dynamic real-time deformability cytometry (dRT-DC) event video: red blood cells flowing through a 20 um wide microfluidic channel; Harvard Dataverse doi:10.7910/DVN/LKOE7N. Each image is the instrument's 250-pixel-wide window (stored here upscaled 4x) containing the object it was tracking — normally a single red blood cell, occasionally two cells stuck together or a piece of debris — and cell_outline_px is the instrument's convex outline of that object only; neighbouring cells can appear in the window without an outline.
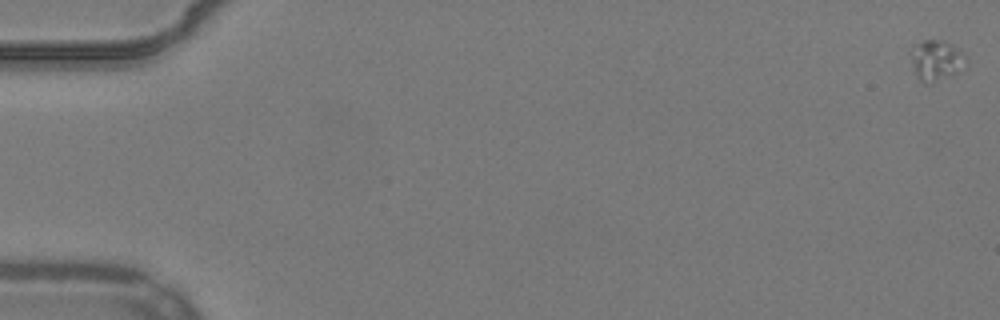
{"species": "common noctule bat (a hibernating species)", "species_latin": "Nyctalus noctula", "temperature_condition": "warm", "stored_images_in_passage": 54, "segment_of_instrument_passage": [1, 2], "camera_frame_rate_fps": 3000, "um_per_image_px": 0.085, "animal": {"sex": "male", "body_mass_g": 19.2, "forearm_length_mm": 51.8}, "frame": {"image": 1, "passage_image": 1, "time_ms": 0.0, "image_size_px": [1000, 320], "cell_outline_px": [[968, 60], [956, 72], [924, 84], [916, 76], [908, 52], [924, 40], [944, 40], [960, 52]], "centroid_in_image_um": [79.51, 5.11], "position_along_channel_um": 5.5, "area_um2": 12.43}}